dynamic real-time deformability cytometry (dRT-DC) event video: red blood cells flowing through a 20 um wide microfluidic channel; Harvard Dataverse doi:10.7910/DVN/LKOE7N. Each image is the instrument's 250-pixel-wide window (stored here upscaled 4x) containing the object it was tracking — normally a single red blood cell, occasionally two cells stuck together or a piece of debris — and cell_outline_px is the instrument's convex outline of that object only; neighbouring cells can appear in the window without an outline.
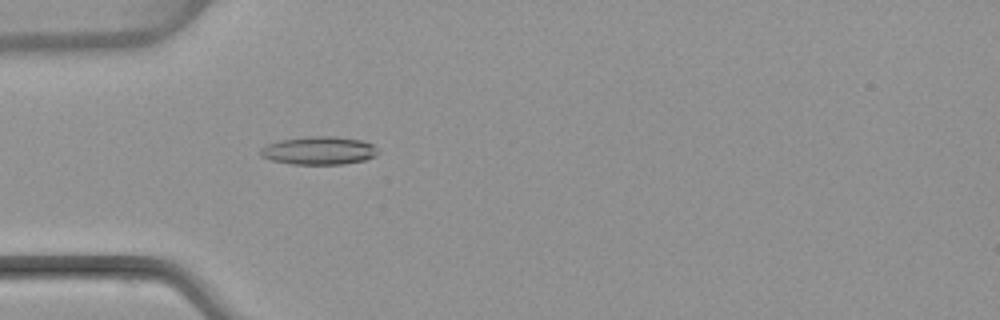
{"species": "common noctule bat (a hibernating species)", "species_latin": "Nyctalus noctula", "temperature_condition": "warm", "stored_images_in_passage": 52, "camera_frame_rate_fps": 3000, "um_per_image_px": 0.085, "animal": {"sex": "female", "body_mass_g": 22.7, "forearm_length_mm": 54.2}, "frame": {"image": 1, "passage_image": 16, "time_ms": 5.0, "image_size_px": [1000, 320], "cell_outline_px": [[380, 152], [376, 156], [364, 160], [344, 164], [292, 164], [272, 160], [260, 156], [260, 148], [268, 144], [280, 140], [308, 136], [336, 136], [360, 140], [372, 144]], "centroid_in_image_um": [27.12, 12.79], "position_along_channel_um": 57.9, "area_um2": 19.31}}
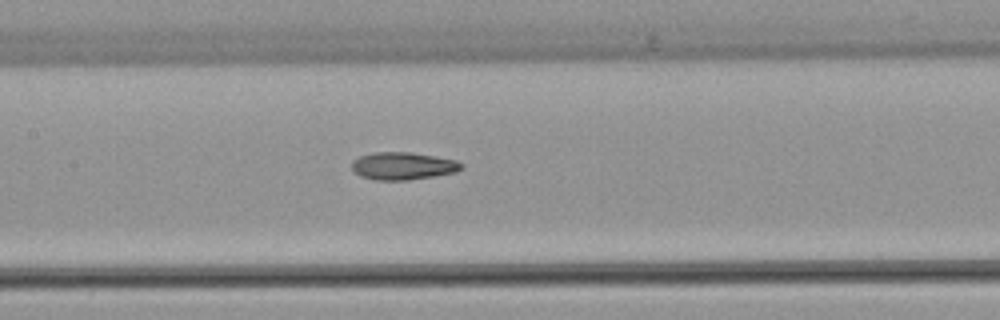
{"frame": {"image": 2, "passage_image": 25, "time_ms": 8.0, "image_size_px": [1000, 320], "cell_outline_px": [[464, 168], [456, 172], [408, 180], [376, 180], [360, 176], [352, 172], [352, 160], [360, 156], [372, 152], [412, 152], [456, 160], [464, 164]], "centroid_in_image_um": [34.23, 14.1], "position_along_channel_um": 173.2, "area_um2": 17.74}}
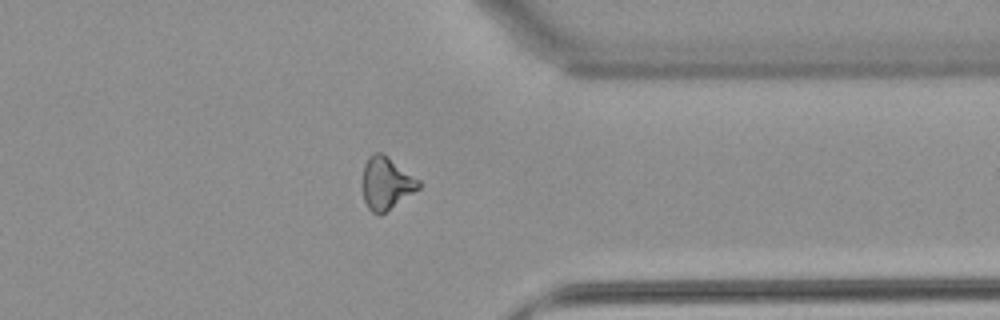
{"frame": {"image": 3, "passage_image": 41, "time_ms": 13.333, "image_size_px": [1000, 320], "cell_outline_px": [[420, 188], [380, 216], [372, 212], [368, 208], [364, 200], [364, 164], [368, 156], [376, 152], [380, 152], [388, 156], [420, 180]], "centroid_in_image_um": [32.85, 15.58], "position_along_channel_um": 378.5, "area_um2": 17.05}, "authors_computed_cell_mechanics": {"area_um2": 17.629, "velocity_mm_per_s": 3.9772, "shape_relaxation_time_tau1_ms": 7.0323, "shape_relaxation_time_tau2_ms": 4.05, "deformation_change_tau1": 0.1914, "deformation_change_tau2": 0.1148}}